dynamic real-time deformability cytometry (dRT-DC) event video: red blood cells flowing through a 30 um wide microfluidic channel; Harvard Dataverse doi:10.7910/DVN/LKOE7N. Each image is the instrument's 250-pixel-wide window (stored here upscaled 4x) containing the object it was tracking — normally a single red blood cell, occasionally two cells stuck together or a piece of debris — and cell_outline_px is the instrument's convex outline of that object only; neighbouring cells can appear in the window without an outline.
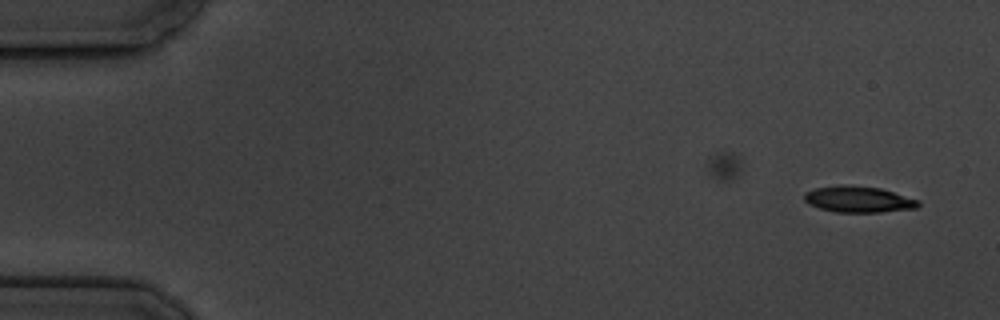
{"species": "common noctule bat (a hibernating species)", "species_latin": "Nyctalus noctula", "temperature_condition": "cold", "stored_images_in_passage": 3, "camera_frame_rate_fps": 3000, "um_per_image_px": 0.085, "animal": {"sex": "male", "body_mass_g": 19.5, "forearm_length_mm": 54.6}, "frame": {"image": 1, "passage_image": 3, "time_ms": 2.333, "image_size_px": [1000, 320], "cell_outline_px": [[920, 204], [916, 208], [880, 212], [836, 212], [820, 208], [808, 204], [804, 200], [804, 192], [816, 188], [840, 184], [848, 184], [880, 188], [920, 200]], "centroid_in_image_um": [72.95, 16.93], "position_along_channel_um": 12.0, "area_um2": 17.51}}